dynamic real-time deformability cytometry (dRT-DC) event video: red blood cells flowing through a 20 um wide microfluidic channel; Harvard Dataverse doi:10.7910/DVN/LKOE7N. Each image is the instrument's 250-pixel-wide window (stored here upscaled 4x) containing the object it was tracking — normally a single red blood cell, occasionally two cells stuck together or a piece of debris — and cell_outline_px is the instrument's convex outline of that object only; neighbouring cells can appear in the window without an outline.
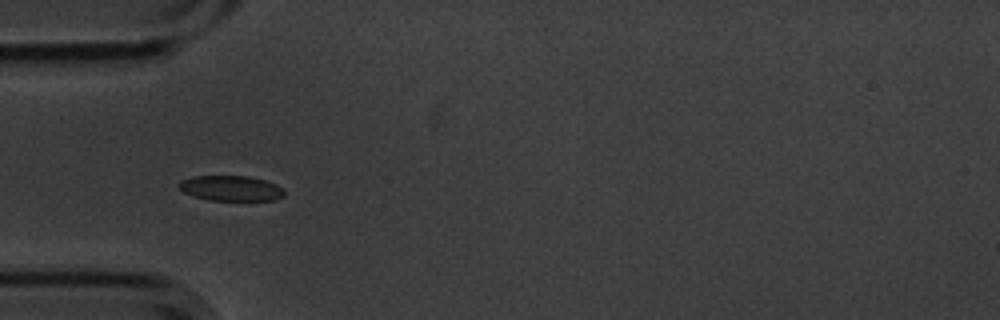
{"species": "common noctule bat (a hibernating species)", "species_latin": "Nyctalus noctula", "temperature_condition": "cold", "stored_images_in_passage": 10, "camera_frame_rate_fps": 3000, "um_per_image_px": 0.085, "animal": {"sex": "male", "body_mass_g": 20.1, "forearm_length_mm": 53.5}, "frame": {"image": 1, "passage_image": 4, "time_ms": 1.0, "image_size_px": [1000, 320], "cell_outline_px": [[284, 196], [272, 200], [208, 200], [184, 192], [180, 188], [180, 180], [192, 176], [248, 176], [264, 180], [276, 184], [284, 188]], "centroid_in_image_um": [19.65, 15.99], "position_along_channel_um": 65.3, "area_um2": 15.37}}
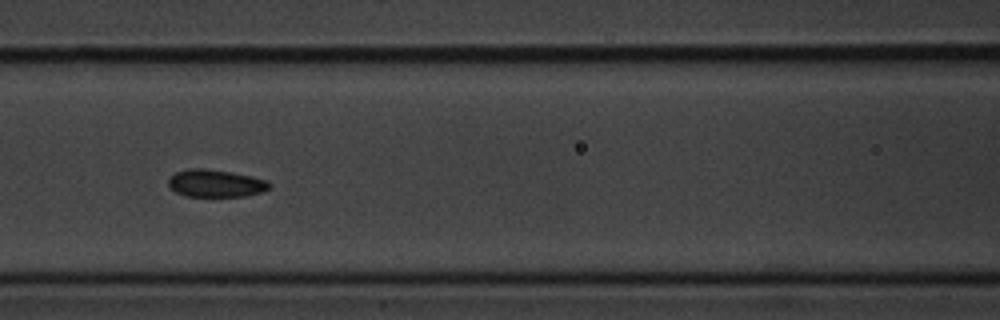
{"frame": {"image": 2, "passage_image": 6, "time_ms": 1.667, "image_size_px": [1000, 320], "cell_outline_px": [[272, 184], [264, 192], [248, 196], [184, 196], [168, 188], [168, 180], [176, 172], [188, 168], [204, 168], [232, 172], [252, 176], [268, 180]], "centroid_in_image_um": [18.34, 15.58], "position_along_channel_um": 148.3, "area_um2": 16.42}}
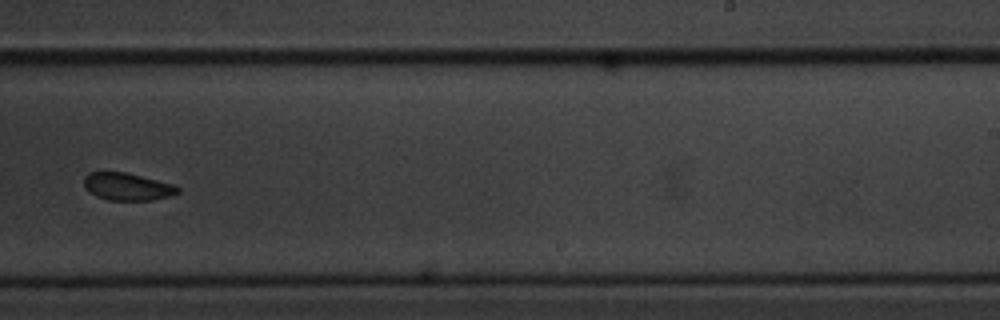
{"frame": {"image": 3, "passage_image": 9, "time_ms": 2.667, "image_size_px": [1000, 320], "cell_outline_px": [[180, 192], [172, 196], [152, 200], [108, 200], [96, 196], [88, 192], [84, 188], [84, 176], [88, 172], [124, 172], [176, 184], [180, 188]], "centroid_in_image_um": [10.84, 15.87], "position_along_channel_um": 278.2, "area_um2": 15.26}}